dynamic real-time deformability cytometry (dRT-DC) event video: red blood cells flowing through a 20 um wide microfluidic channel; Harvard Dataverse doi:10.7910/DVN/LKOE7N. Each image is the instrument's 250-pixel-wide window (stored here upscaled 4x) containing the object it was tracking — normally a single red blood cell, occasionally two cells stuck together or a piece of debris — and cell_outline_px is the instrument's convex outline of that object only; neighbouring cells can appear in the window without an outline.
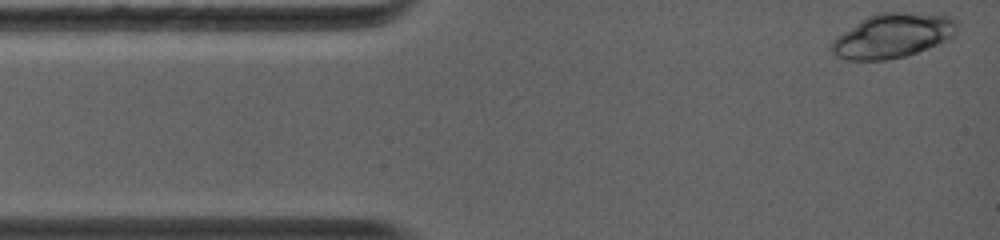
{"species": "common noctule bat (a hibernating species)", "species_latin": "Nyctalus noctula", "temperature_condition": "warm", "stored_images_in_passage": 3, "camera_frame_rate_fps": 5000, "um_per_image_px": 0.085, "animal": {"sex": "female", "body_mass_g": 19.0, "forearm_length_mm": 56.7}, "frame": {"image": 1, "passage_image": 1, "time_ms": 0.0, "image_size_px": [1000, 240], "cell_outline_px": [[960, 20], [952, 36], [948, 40], [928, 48], [904, 56], [888, 60], [844, 60], [836, 56], [828, 48], [832, 40], [836, 36], [860, 20], [868, 16], [880, 12], [900, 12], [952, 16]], "centroid_in_image_um": [75.85, 3.03], "position_along_channel_um": 9.1, "area_um2": 32.71}}